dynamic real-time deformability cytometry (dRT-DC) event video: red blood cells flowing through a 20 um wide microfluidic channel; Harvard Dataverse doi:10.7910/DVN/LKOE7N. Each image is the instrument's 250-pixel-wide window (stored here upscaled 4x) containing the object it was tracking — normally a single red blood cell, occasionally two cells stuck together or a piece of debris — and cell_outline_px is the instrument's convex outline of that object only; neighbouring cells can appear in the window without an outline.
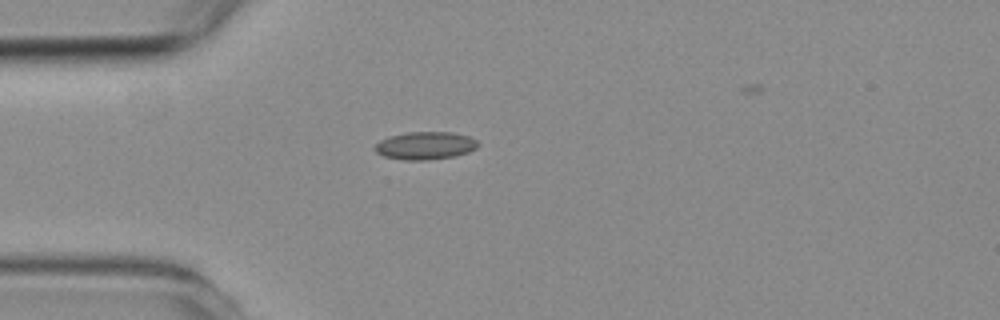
{"species": "common noctule bat (a hibernating species)", "species_latin": "Nyctalus noctula", "temperature_condition": "room temperature", "stored_images_in_passage": 1, "camera_frame_rate_fps": 3000, "um_per_image_px": 0.085, "animal": {"sex": "female", "body_mass_g": 19.3, "forearm_length_mm": 54.1}, "frame": {"image": 1, "passage_image": 1, "time_ms": 0.0, "image_size_px": [1000, 320], "cell_outline_px": [[480, 144], [476, 148], [468, 152], [456, 156], [428, 160], [404, 160], [384, 156], [376, 152], [372, 148], [380, 140], [388, 136], [408, 132], [452, 132], [468, 136], [476, 140]], "centroid_in_image_um": [36.14, 12.38], "position_along_channel_um": 48.9, "area_um2": 16.82}}